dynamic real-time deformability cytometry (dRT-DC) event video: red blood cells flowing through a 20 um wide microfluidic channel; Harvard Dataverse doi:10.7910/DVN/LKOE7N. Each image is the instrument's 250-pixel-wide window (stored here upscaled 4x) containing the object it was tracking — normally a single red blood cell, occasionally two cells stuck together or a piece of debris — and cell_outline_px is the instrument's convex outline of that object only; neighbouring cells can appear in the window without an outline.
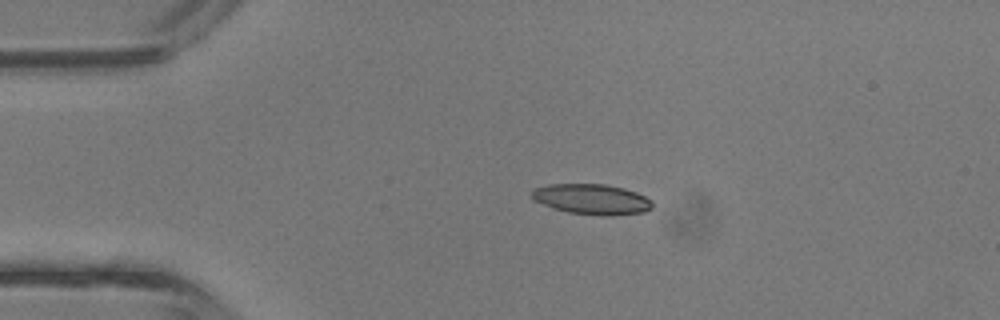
{"species": "common noctule bat (a hibernating species)", "species_latin": "Nyctalus noctula", "temperature_condition": "room temperature", "stored_images_in_passage": 34, "camera_frame_rate_fps": 3000, "um_per_image_px": 0.085, "animal": {"sex": "male", "body_mass_g": 13.3}, "frame": {"image": 1, "passage_image": 1, "time_ms": 0.0, "image_size_px": [1000, 320], "cell_outline_px": [[652, 208], [644, 212], [612, 216], [604, 216], [568, 212], [552, 208], [532, 200], [532, 188], [548, 184], [604, 184], [624, 188], [636, 192], [652, 200]], "centroid_in_image_um": [50.28, 16.93], "position_along_channel_um": 34.7, "area_um2": 21.56}}
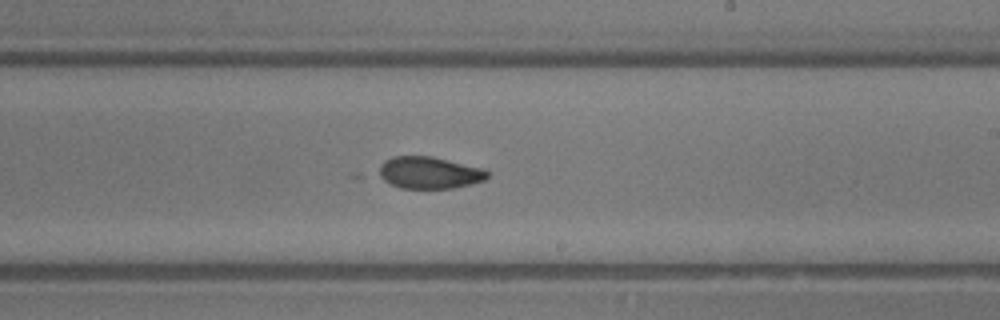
{"frame": {"image": 2, "passage_image": 17, "time_ms": 5.333, "image_size_px": [1000, 320], "cell_outline_px": [[488, 176], [484, 180], [472, 184], [452, 188], [400, 188], [376, 176], [380, 164], [384, 160], [392, 156], [432, 156], [484, 168], [488, 172]], "centroid_in_image_um": [36.45, 14.67], "position_along_channel_um": 252.5, "area_um2": 20.4}}
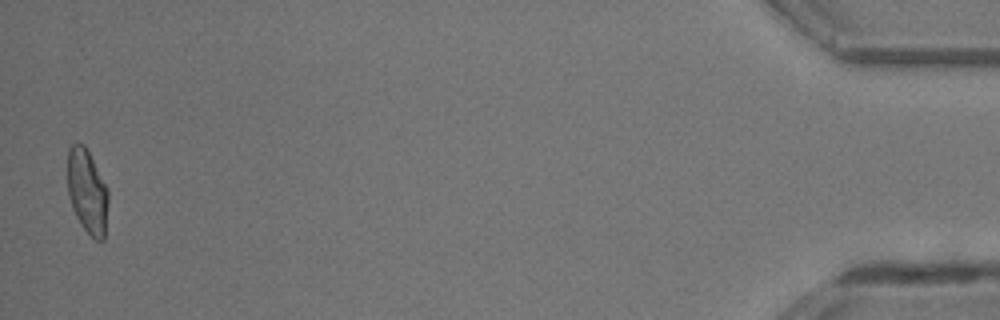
{"frame": {"image": 3, "passage_image": 34, "time_ms": 11.0, "image_size_px": [1000, 320], "cell_outline_px": [[108, 200], [104, 240], [96, 240], [84, 228], [76, 216], [72, 208], [68, 196], [68, 148], [76, 140], [84, 144], [108, 188]], "centroid_in_image_um": [7.41, 16.23], "position_along_channel_um": 427.8, "area_um2": 20.0}, "authors_computed_cell_mechanics": {"area_um2": 20.2011, "velocity_mm_per_s": 4.8411, "shape_relaxation_time_tau1_ms": null, "shape_relaxation_time_tau2_ms": 9.1876, "deformation_change_tau1": null, "deformation_change_tau2": 0.1752}}